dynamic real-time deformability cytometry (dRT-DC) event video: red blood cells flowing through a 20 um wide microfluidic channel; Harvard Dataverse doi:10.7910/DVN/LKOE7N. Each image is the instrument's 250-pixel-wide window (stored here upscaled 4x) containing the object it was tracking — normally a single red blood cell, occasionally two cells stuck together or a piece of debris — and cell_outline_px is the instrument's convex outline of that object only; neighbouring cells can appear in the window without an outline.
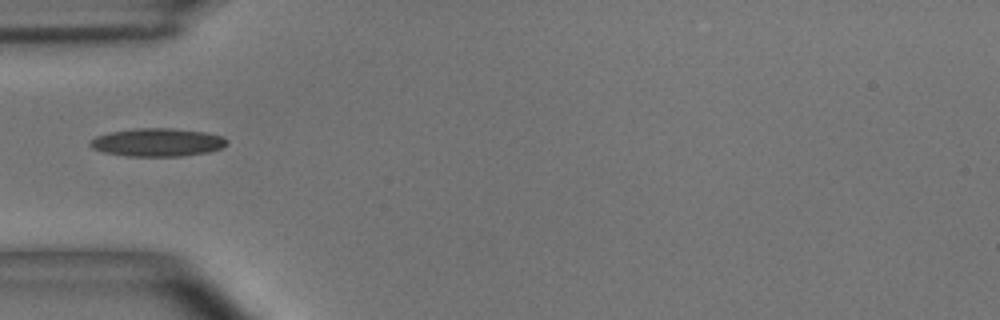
{"species": "common noctule bat (a hibernating species)", "species_latin": "Nyctalus noctula", "temperature_condition": "room temperature", "stored_images_in_passage": 38, "camera_frame_rate_fps": 3000, "um_per_image_px": 0.085, "animal": {"sex": "male", "body_mass_g": 15.6}, "frame": {"image": 1, "passage_image": 1, "time_ms": 0.0, "image_size_px": [1000, 320], "cell_outline_px": [[228, 140], [224, 148], [208, 152], [180, 156], [128, 156], [104, 152], [92, 148], [88, 144], [96, 136], [112, 132], [132, 128], [172, 128], [208, 132], [224, 136]], "centroid_in_image_um": [13.44, 12.09], "position_along_channel_um": 71.6, "area_um2": 22.54}}
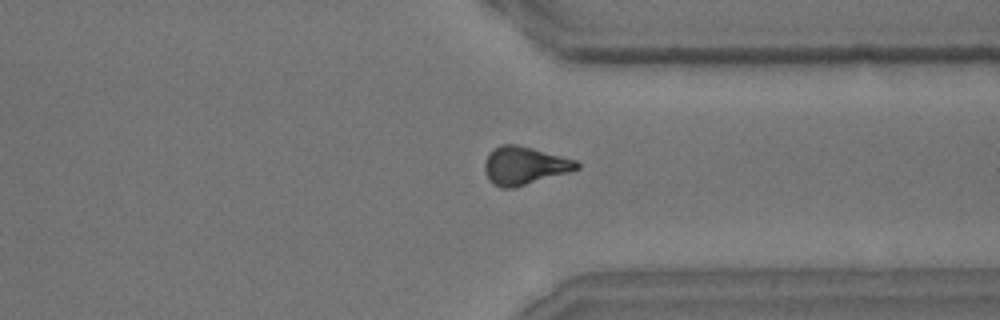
{"frame": {"image": 2, "passage_image": 25, "time_ms": 8.0, "image_size_px": [1000, 320], "cell_outline_px": [[580, 168], [568, 172], [512, 188], [500, 188], [492, 184], [488, 180], [484, 172], [484, 164], [488, 152], [500, 144], [516, 144], [532, 148], [576, 160], [580, 164]], "centroid_in_image_um": [44.52, 14.07], "position_along_channel_um": 366.9, "area_um2": 20.4}}
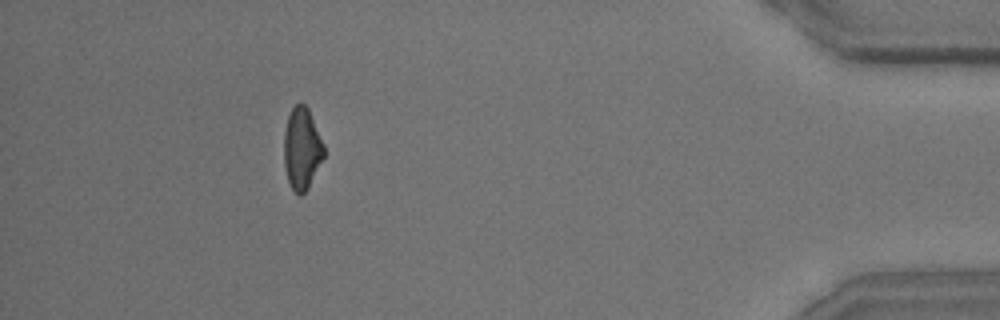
{"frame": {"image": 3, "passage_image": 33, "time_ms": 10.667, "image_size_px": [1000, 320], "cell_outline_px": [[324, 156], [308, 188], [300, 196], [292, 188], [288, 180], [284, 164], [284, 132], [288, 116], [292, 108], [296, 104], [304, 104], [308, 108], [324, 144]], "centroid_in_image_um": [25.66, 12.62], "position_along_channel_um": 409.5, "area_um2": 18.84}, "authors_computed_cell_mechanics": {"area_um2": 20.0566, "velocity_mm_per_s": 3.6846, "shape_relaxation_time_tau1_ms": 3.9369, "shape_relaxation_time_tau2_ms": 3.1311, "deformation_change_tau1": 0.1508, "deformation_change_tau2": 0.1145}}